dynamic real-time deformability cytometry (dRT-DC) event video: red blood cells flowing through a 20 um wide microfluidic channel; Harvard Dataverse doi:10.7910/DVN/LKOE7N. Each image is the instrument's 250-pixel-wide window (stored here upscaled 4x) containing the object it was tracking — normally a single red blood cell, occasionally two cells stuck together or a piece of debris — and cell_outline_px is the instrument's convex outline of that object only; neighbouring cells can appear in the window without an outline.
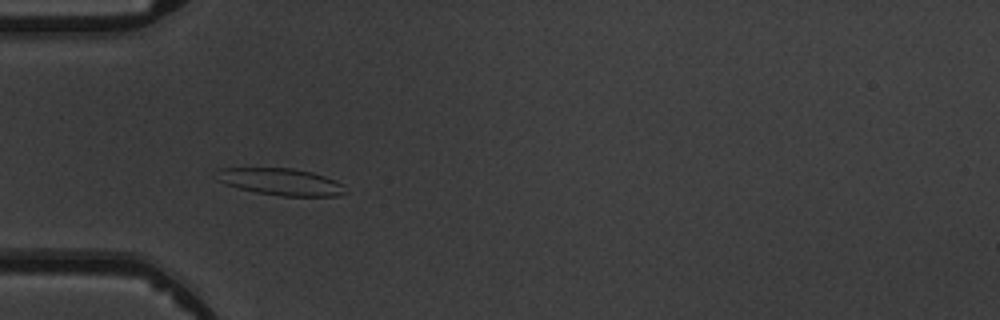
{"species": "common noctule bat (a hibernating species)", "species_latin": "Nyctalus noctula", "temperature_condition": "warm", "stored_images_in_passage": 7, "camera_frame_rate_fps": 3000, "um_per_image_px": 0.085, "animal": {"sex": "male", "body_mass_g": 19.5, "forearm_length_mm": 54.6}, "frame": {"image": 1, "passage_image": 3, "time_ms": 3.0, "image_size_px": [1000, 320], "cell_outline_px": [[348, 192], [336, 196], [280, 196], [256, 192], [224, 184], [220, 180], [220, 168], [292, 168], [312, 172], [336, 180], [344, 184]], "centroid_in_image_um": [23.98, 15.46], "position_along_channel_um": 61.0, "area_um2": 20.06}}
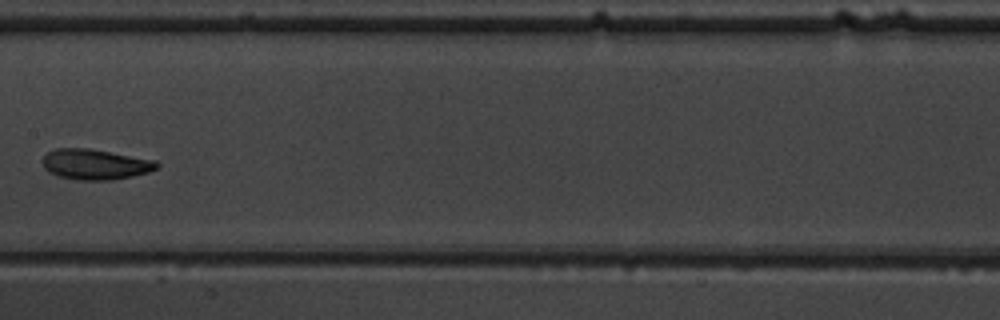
{"frame": {"image": 2, "passage_image": 6, "time_ms": 6.667, "image_size_px": [1000, 320], "cell_outline_px": [[160, 164], [156, 168], [148, 172], [132, 176], [112, 180], [80, 180], [60, 176], [48, 172], [44, 168], [44, 156], [48, 152], [56, 148], [88, 148], [156, 160]], "centroid_in_image_um": [8.11, 13.96], "position_along_channel_um": 199.3, "area_um2": 20.11}}
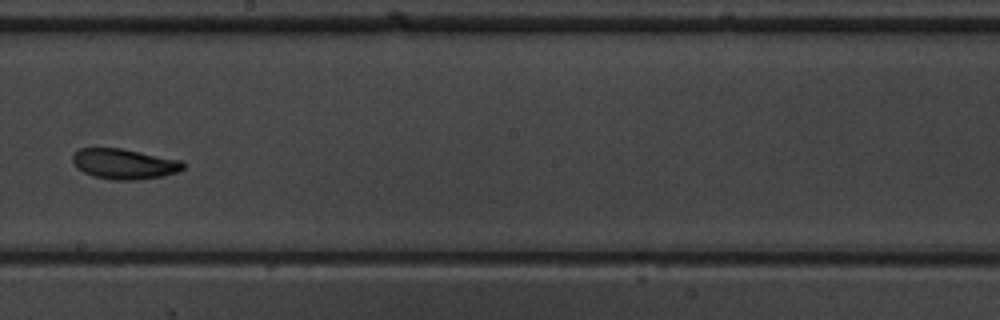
{"frame": {"image": 3, "passage_image": 7, "time_ms": 7.667, "image_size_px": [1000, 320], "cell_outline_px": [[184, 168], [180, 172], [164, 176], [136, 180], [112, 180], [92, 176], [76, 168], [72, 160], [72, 156], [80, 148], [120, 148], [184, 160]], "centroid_in_image_um": [10.6, 13.94], "position_along_channel_um": 237.6, "area_um2": 19.83}}